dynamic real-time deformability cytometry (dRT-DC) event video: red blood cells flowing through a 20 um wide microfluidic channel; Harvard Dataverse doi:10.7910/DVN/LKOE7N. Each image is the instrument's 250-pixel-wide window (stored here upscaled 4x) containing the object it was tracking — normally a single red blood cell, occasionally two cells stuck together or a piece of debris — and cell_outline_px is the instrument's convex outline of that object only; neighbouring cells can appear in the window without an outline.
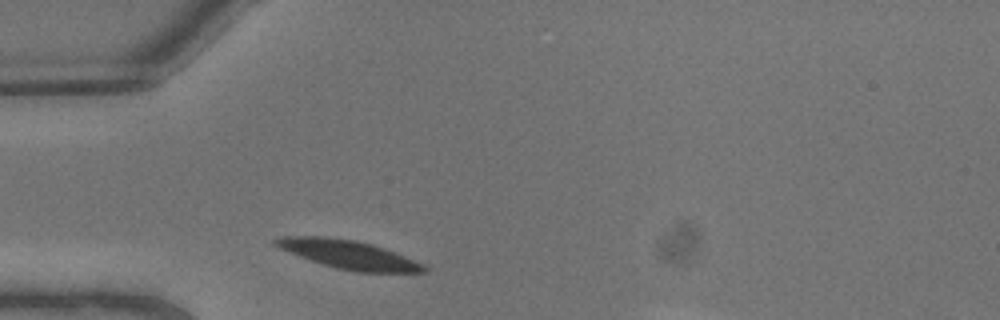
{"species": "common noctule bat (a hibernating species)", "species_latin": "Nyctalus noctula", "temperature_condition": "warm", "stored_images_in_passage": 1, "camera_frame_rate_fps": 3000, "um_per_image_px": 0.085, "animal": {"sex": "male", "body_mass_g": 13.3}, "frame": {"image": 1, "passage_image": 1, "time_ms": 0.0, "image_size_px": [1000, 320], "cell_outline_px": [[428, 272], [356, 272], [336, 268], [300, 256], [280, 248], [272, 244], [272, 240], [284, 236], [328, 236], [352, 240], [372, 244], [384, 248], [424, 264], [428, 268]], "centroid_in_image_um": [29.63, 21.63], "position_along_channel_um": 55.4, "area_um2": 24.39}}